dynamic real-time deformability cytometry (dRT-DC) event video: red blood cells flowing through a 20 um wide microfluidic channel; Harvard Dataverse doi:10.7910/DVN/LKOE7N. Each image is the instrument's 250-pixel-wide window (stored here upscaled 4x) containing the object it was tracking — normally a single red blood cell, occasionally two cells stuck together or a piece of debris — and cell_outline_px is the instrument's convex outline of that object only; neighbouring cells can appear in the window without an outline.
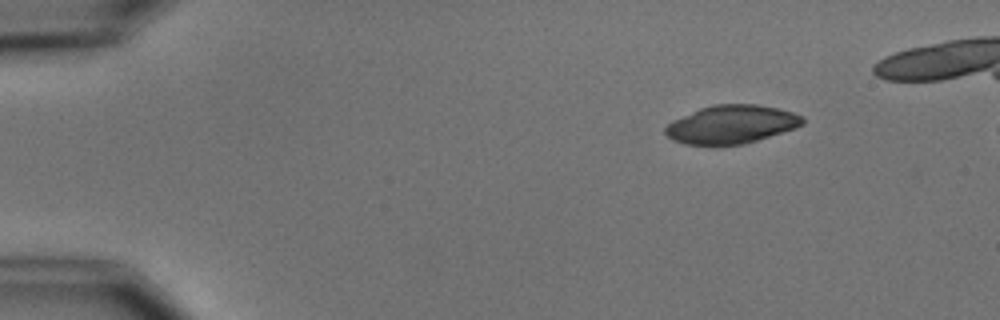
{"species": "common noctule bat (a hibernating species)", "species_latin": "Nyctalus noctula", "temperature_condition": "cold", "stored_images_in_passage": 4, "camera_frame_rate_fps": 3000, "um_per_image_px": 0.085, "animal": {"sex": "male", "body_mass_g": 15.6}, "frame": {"image": 1, "passage_image": 1, "time_ms": 0.0, "image_size_px": [1000, 320], "cell_outline_px": [[804, 124], [796, 128], [744, 144], [684, 144], [672, 140], [664, 132], [664, 128], [672, 120], [700, 108], [712, 104], [756, 104], [776, 108], [792, 112], [804, 116]], "centroid_in_image_um": [62.17, 10.56], "position_along_channel_um": 22.8, "area_um2": 30.58}}